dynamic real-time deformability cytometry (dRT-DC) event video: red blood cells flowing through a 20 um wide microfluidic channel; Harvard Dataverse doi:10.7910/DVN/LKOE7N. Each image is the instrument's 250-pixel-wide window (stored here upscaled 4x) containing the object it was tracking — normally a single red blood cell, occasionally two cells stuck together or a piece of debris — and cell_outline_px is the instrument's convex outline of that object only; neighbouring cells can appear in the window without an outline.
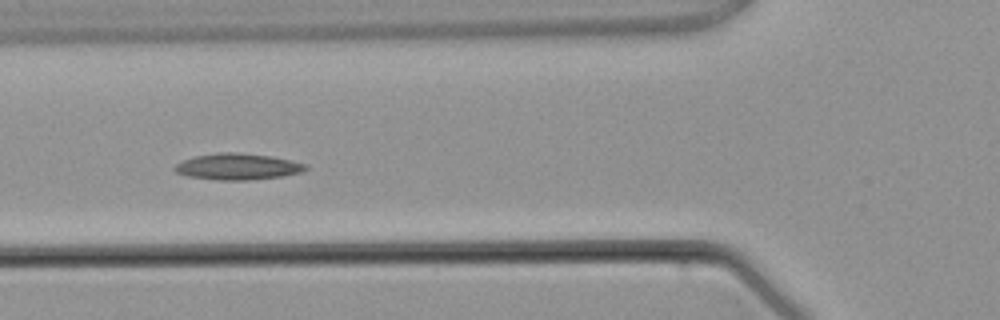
{"species": "common noctule bat (a hibernating species)", "species_latin": "Nyctalus noctula", "temperature_condition": "warm", "stored_images_in_passage": 5, "camera_frame_rate_fps": 3000, "um_per_image_px": 0.085, "animal": {"sex": "male", "body_mass_g": 21.5, "forearm_length_mm": 52.0}, "frame": {"image": 1, "passage_image": 5, "time_ms": 5.0, "image_size_px": [1000, 320], "cell_outline_px": [[308, 168], [300, 172], [284, 176], [248, 180], [220, 180], [188, 176], [176, 172], [172, 168], [176, 164], [192, 156], [216, 152], [236, 152], [272, 156], [292, 160], [308, 164]], "centroid_in_image_um": [20.21, 14.15], "position_along_channel_um": 105.6, "area_um2": 20.23}}